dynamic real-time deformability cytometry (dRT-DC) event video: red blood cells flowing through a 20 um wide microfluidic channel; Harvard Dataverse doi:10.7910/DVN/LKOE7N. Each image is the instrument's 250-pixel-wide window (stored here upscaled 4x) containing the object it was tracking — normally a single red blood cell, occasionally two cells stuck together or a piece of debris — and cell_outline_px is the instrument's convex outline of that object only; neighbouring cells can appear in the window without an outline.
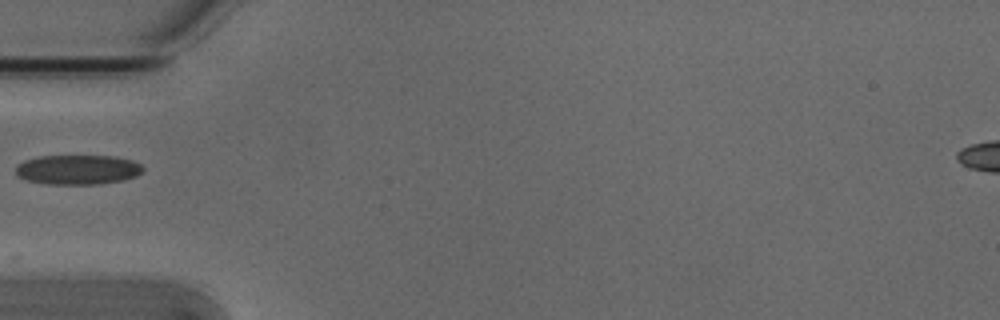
{"species": "Egyptian fruit bat (a non-hibernating species)", "species_latin": "Rousettus aegyptiacus", "temperature_condition": "cold", "stored_images_in_passage": 8, "camera_frame_rate_fps": 3000, "um_per_image_px": 0.085, "animal": {"sex": "male"}, "frame": {"image": 1, "passage_image": 1, "time_ms": 0.0, "image_size_px": [1000, 320], "cell_outline_px": [[144, 172], [136, 176], [124, 180], [100, 184], [48, 184], [28, 180], [16, 176], [16, 164], [24, 160], [40, 156], [116, 156], [132, 160], [140, 164], [144, 168]], "centroid_in_image_um": [6.62, 14.42], "position_along_channel_um": 78.4, "area_um2": 22.2}}
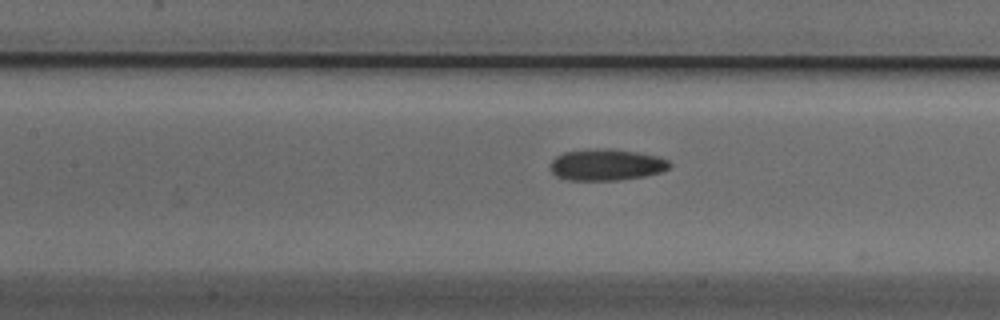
{"frame": {"image": 2, "passage_image": 7, "time_ms": 2.0, "image_size_px": [1000, 320], "cell_outline_px": [[672, 164], [668, 168], [660, 172], [644, 176], [616, 180], [568, 180], [556, 176], [552, 172], [552, 160], [556, 156], [564, 152], [596, 148], [608, 148], [636, 152], [656, 156], [668, 160]], "centroid_in_image_um": [51.54, 14.0], "position_along_channel_um": 155.9, "area_um2": 21.68}}